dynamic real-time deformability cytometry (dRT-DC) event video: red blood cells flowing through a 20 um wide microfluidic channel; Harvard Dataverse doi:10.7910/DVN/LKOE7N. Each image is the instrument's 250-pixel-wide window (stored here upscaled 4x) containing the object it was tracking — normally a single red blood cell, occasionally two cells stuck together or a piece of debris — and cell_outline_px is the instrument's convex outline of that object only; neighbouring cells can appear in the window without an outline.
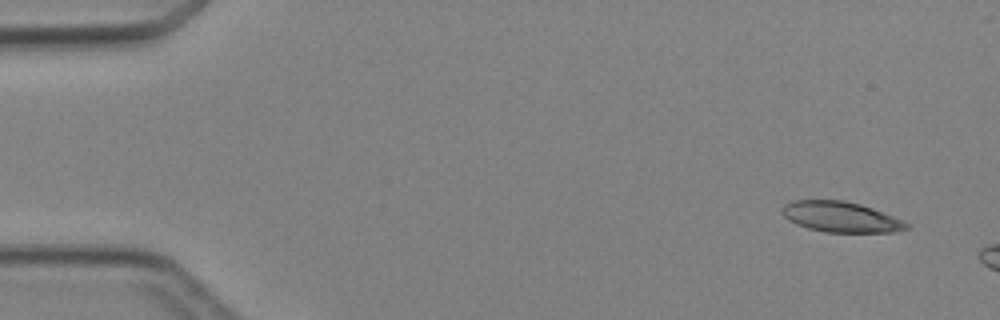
{"species": "Egyptian fruit bat (a non-hibernating species)", "species_latin": "Rousettus aegyptiacus", "temperature_condition": "cold", "stored_images_in_passage": 3, "camera_frame_rate_fps": 3000, "um_per_image_px": 0.085, "animal": {"sex": "female"}, "frame": {"image": 1, "passage_image": 1, "time_ms": 0.0, "image_size_px": [1000, 320], "cell_outline_px": [[912, 224], [908, 228], [896, 232], [824, 232], [808, 228], [796, 224], [788, 220], [780, 212], [784, 204], [792, 200], [844, 200], [860, 204], [872, 208]], "centroid_in_image_um": [71.45, 18.44], "position_along_channel_um": 13.6, "area_um2": 22.2}}